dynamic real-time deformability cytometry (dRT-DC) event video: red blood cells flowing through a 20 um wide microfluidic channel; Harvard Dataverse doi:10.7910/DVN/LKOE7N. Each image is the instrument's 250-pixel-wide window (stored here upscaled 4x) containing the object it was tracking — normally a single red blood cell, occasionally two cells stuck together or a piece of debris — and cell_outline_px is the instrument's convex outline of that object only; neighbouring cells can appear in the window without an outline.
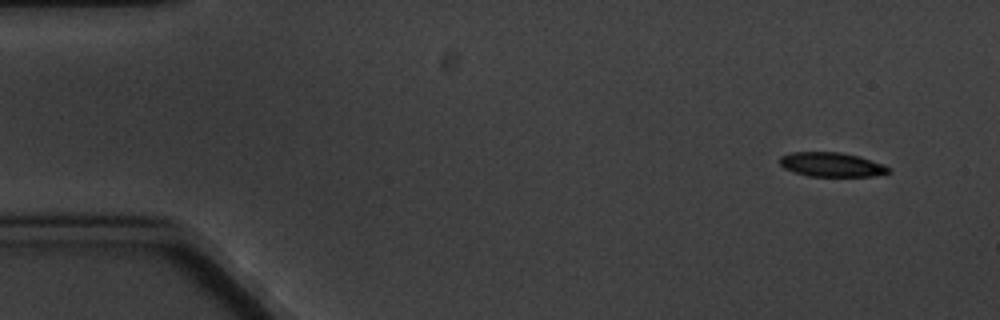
{"species": "common noctule bat (a hibernating species)", "species_latin": "Nyctalus noctula", "temperature_condition": "cold", "stored_images_in_passage": 9, "camera_frame_rate_fps": 3000, "um_per_image_px": 0.085, "animal": {"sex": "male", "body_mass_g": 20.1, "forearm_length_mm": 53.5}, "frame": {"image": 1, "passage_image": 1, "time_ms": 0.0, "image_size_px": [1000, 320], "cell_outline_px": [[892, 168], [888, 172], [872, 176], [808, 176], [784, 168], [780, 164], [780, 156], [792, 152], [840, 152], [860, 156]], "centroid_in_image_um": [70.67, 13.98], "position_along_channel_um": 14.3, "area_um2": 15.26}}
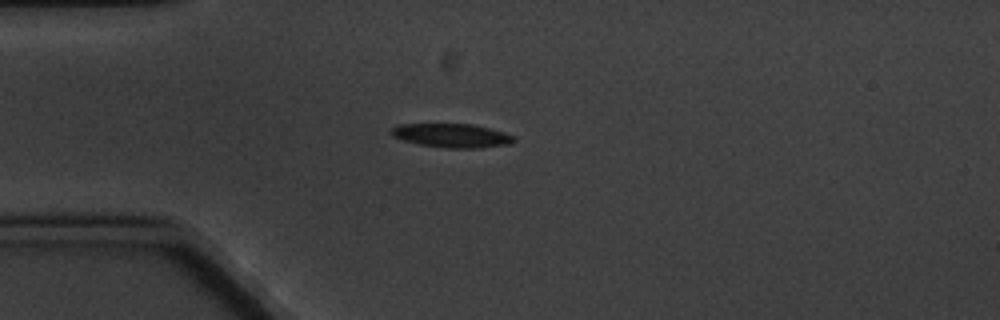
{"frame": {"image": 2, "passage_image": 4, "time_ms": 3.667, "image_size_px": [1000, 320], "cell_outline_px": [[516, 140], [512, 144], [480, 148], [448, 148], [420, 144], [404, 140], [392, 136], [388, 132], [396, 124], [472, 124], [504, 132], [516, 136]], "centroid_in_image_um": [38.43, 11.52], "position_along_channel_um": 46.6, "area_um2": 17.17}}